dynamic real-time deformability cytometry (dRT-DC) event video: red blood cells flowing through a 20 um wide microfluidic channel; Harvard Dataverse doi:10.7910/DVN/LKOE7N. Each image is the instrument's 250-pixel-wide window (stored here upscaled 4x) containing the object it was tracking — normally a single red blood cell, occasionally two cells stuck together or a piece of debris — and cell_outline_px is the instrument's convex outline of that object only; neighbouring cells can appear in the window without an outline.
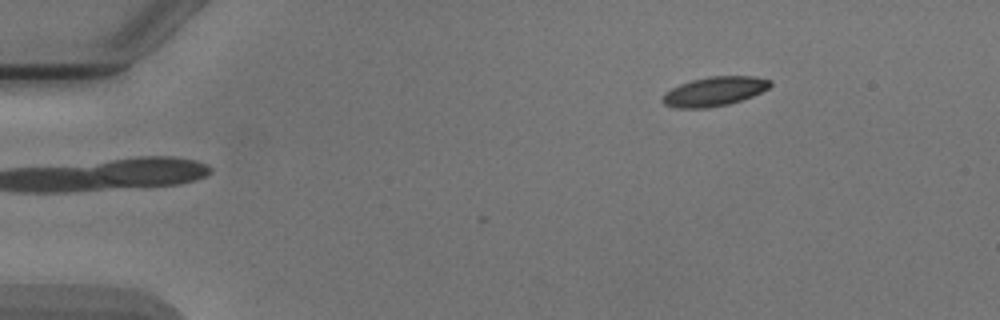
{"species": "Egyptian fruit bat (a non-hibernating species)", "species_latin": "Rousettus aegyptiacus", "temperature_condition": "cold", "stored_images_in_passage": 2, "camera_frame_rate_fps": 3000, "um_per_image_px": 0.085, "animal": {"sex": "male"}, "frame": {"image": 1, "passage_image": 2, "time_ms": 1.333, "image_size_px": [1000, 320], "cell_outline_px": [[772, 84], [768, 88], [752, 96], [728, 104], [708, 108], [676, 108], [664, 104], [660, 100], [664, 92], [680, 84], [692, 80], [708, 76], [756, 76], [772, 80]], "centroid_in_image_um": [60.7, 7.76], "position_along_channel_um": 24.3, "area_um2": 18.44}}